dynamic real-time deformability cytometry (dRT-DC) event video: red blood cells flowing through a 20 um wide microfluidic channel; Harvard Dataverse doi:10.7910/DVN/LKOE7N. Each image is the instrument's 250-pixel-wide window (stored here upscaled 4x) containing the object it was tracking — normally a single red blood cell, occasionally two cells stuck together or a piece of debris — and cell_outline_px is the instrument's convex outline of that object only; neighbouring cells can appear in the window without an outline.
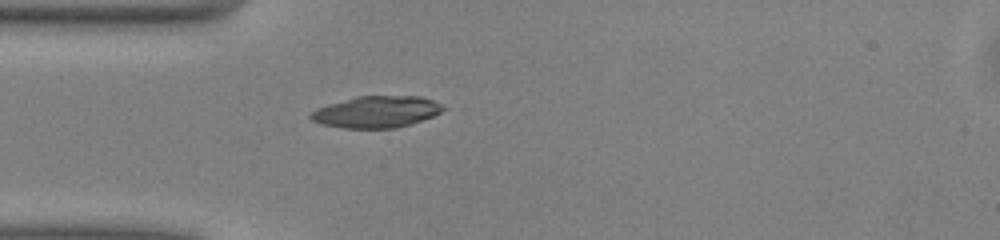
{"species": "common noctule bat (a hibernating species)", "species_latin": "Nyctalus noctula", "temperature_condition": "warm", "stored_images_in_passage": 37, "camera_frame_rate_fps": 3000, "um_per_image_px": 0.085, "animal": {"sex": "male", "body_mass_g": 13.0, "forearm_length_mm": 53.1}, "frame": {"image": 1, "passage_image": 1, "time_ms": 0.0, "image_size_px": [1000, 240], "cell_outline_px": [[448, 108], [432, 116], [412, 124], [396, 128], [344, 128], [324, 124], [312, 120], [308, 116], [316, 108], [328, 104], [356, 96], [420, 96], [432, 100]], "centroid_in_image_um": [32.01, 9.5], "position_along_channel_um": 53.0, "area_um2": 24.33}}
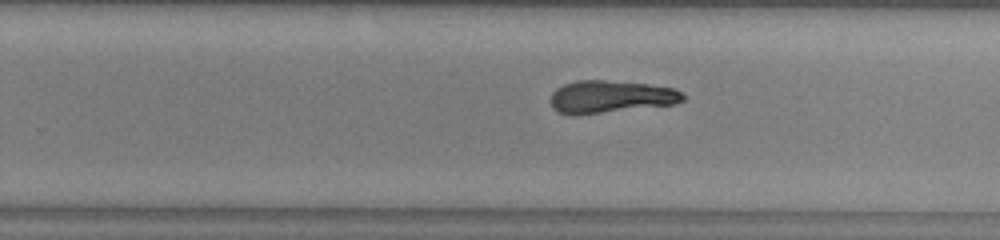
{"frame": {"image": 2, "passage_image": 18, "time_ms": 5.667, "image_size_px": [1000, 240], "cell_outline_px": [[684, 100], [676, 104], [576, 116], [572, 116], [556, 112], [552, 108], [552, 92], [556, 88], [564, 84], [576, 80], [604, 80], [648, 84], [672, 88], [684, 92]], "centroid_in_image_um": [51.89, 8.24], "position_along_channel_um": 277.9, "area_um2": 25.43}}
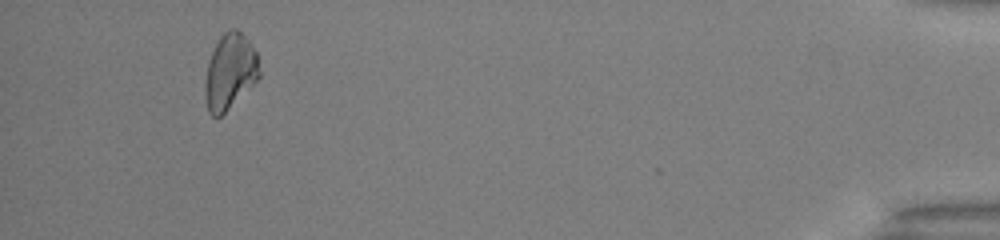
{"frame": {"image": 3, "passage_image": 34, "time_ms": 11.0, "image_size_px": [1000, 240], "cell_outline_px": [[260, 76], [220, 116], [212, 116], [208, 112], [204, 96], [204, 84], [208, 60], [220, 36], [224, 32], [232, 28], [236, 28], [248, 40], [256, 52], [260, 72]], "centroid_in_image_um": [19.51, 6.07], "position_along_channel_um": 415.7, "area_um2": 23.58}, "authors_computed_cell_mechanics": {"area_um2": 25.2586, "velocity_mm_per_s": 4.0657, "shape_relaxation_time_tau1_ms": 7.3982, "shape_relaxation_time_tau2_ms": 4.477, "deformation_change_tau1": 0.0995, "deformation_change_tau2": 0.1197}}